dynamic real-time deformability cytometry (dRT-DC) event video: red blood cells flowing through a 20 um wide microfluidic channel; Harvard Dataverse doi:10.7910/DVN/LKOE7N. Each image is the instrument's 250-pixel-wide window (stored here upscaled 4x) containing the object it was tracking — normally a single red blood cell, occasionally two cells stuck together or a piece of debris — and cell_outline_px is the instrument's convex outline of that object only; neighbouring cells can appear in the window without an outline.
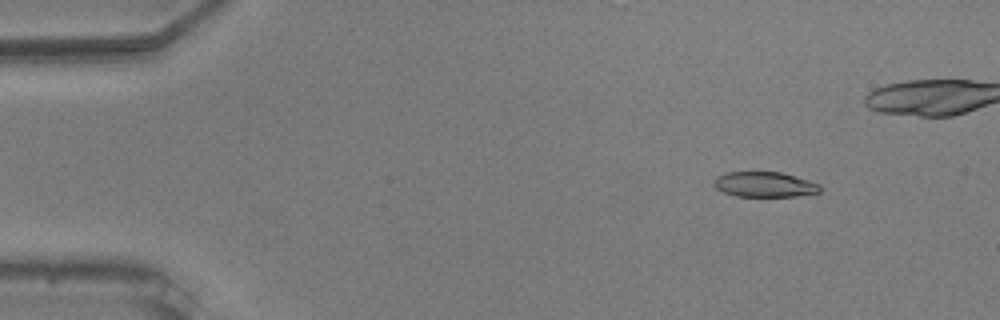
{"species": "common noctule bat (a hibernating species)", "species_latin": "Nyctalus noctula", "temperature_condition": "warm", "stored_images_in_passage": 49, "camera_frame_rate_fps": 3000, "um_per_image_px": 0.085, "animal": {"sex": "male", "body_mass_g": 20.5, "forearm_length_mm": 52.5}, "frame": {"image": 1, "passage_image": 7, "time_ms": 2.0, "image_size_px": [1000, 320], "cell_outline_px": [[820, 192], [796, 196], [736, 196], [724, 192], [716, 188], [712, 184], [712, 180], [716, 176], [728, 172], [780, 172], [808, 180], [820, 184]], "centroid_in_image_um": [64.95, 15.67], "position_along_channel_um": 20.1, "area_um2": 15.55}}
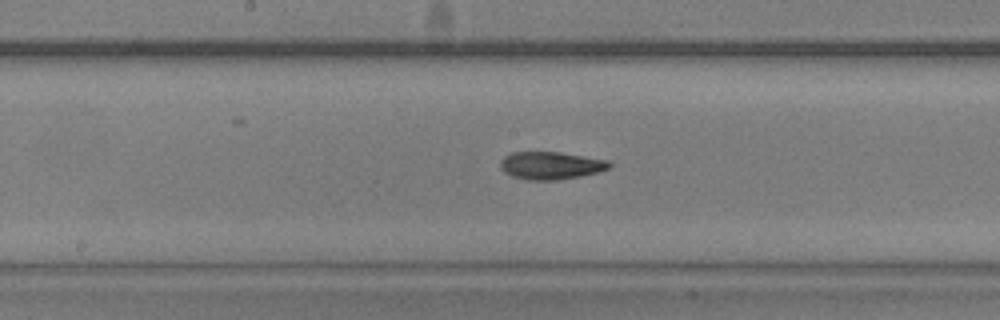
{"frame": {"image": 2, "passage_image": 29, "time_ms": 9.333, "image_size_px": [1000, 320], "cell_outline_px": [[612, 164], [608, 168], [600, 172], [580, 176], [556, 180], [524, 180], [512, 176], [504, 172], [500, 168], [500, 160], [504, 156], [512, 152], [560, 152], [608, 160]], "centroid_in_image_um": [46.79, 14.07], "position_along_channel_um": 201.4, "area_um2": 17.69}}
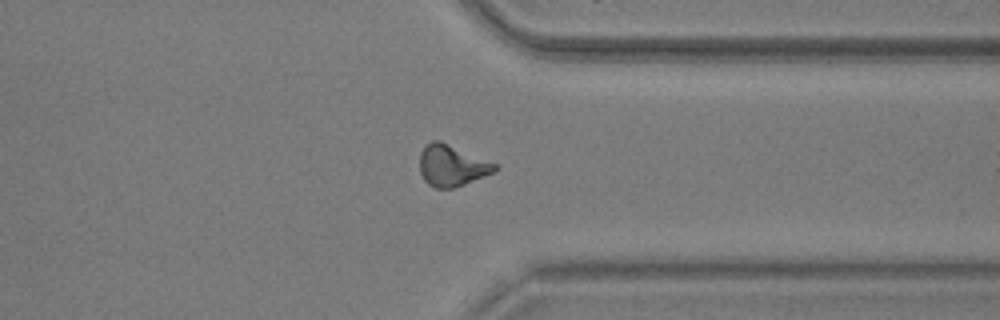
{"frame": {"image": 3, "passage_image": 43, "time_ms": 14.0, "image_size_px": [1000, 320], "cell_outline_px": [[496, 168], [492, 172], [484, 176], [464, 184], [452, 188], [436, 188], [428, 184], [424, 180], [420, 172], [420, 152], [432, 140], [440, 140], [496, 164]], "centroid_in_image_um": [38.36, 14.07], "position_along_channel_um": 373.0, "area_um2": 17.69}, "authors_computed_cell_mechanics": {"area_um2": 17.3978, "velocity_mm_per_s": 3.7235, "shape_relaxation_time_tau1_ms": 6.0452, "shape_relaxation_time_tau2_ms": 3.6763, "deformation_change_tau1": 0.2044, "deformation_change_tau2": 0.1215}}